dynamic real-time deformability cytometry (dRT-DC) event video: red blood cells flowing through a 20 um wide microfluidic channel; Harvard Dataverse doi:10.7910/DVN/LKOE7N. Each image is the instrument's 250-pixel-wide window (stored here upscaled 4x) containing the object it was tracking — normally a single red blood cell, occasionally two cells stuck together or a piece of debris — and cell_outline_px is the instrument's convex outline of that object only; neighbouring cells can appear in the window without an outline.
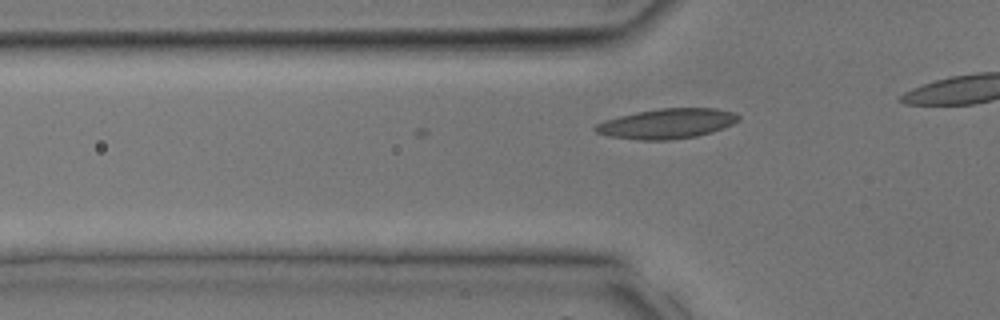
{"species": "common noctule bat (a hibernating species)", "species_latin": "Nyctalus noctula", "temperature_condition": "room temperature", "stored_images_in_passage": 2, "camera_frame_rate_fps": 3000, "um_per_image_px": 0.085, "animal": {"sex": "male", "body_mass_g": 17.9, "forearm_length_mm": 54.2}, "frame": {"image": 1, "passage_image": 2, "time_ms": 0.333, "image_size_px": [1000, 320], "cell_outline_px": [[740, 120], [724, 128], [712, 132], [696, 136], [668, 140], [640, 140], [608, 136], [596, 132], [592, 128], [596, 124], [604, 120], [636, 112], [660, 108], [716, 108], [736, 112], [740, 116]], "centroid_in_image_um": [56.71, 10.5], "position_along_channel_um": 69.1, "area_um2": 25.14}}